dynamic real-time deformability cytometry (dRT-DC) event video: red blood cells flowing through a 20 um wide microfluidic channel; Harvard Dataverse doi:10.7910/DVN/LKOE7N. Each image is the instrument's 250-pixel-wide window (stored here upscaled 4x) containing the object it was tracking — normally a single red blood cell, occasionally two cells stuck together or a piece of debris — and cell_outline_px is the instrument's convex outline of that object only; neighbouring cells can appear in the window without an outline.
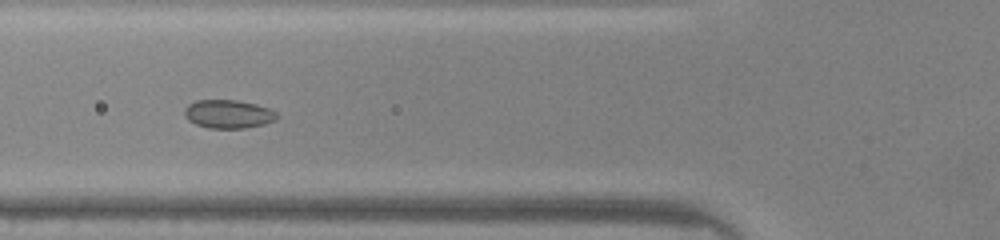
{"species": "common noctule bat (a hibernating species)", "species_latin": "Nyctalus noctula", "temperature_condition": "warm", "stored_images_in_passage": 34, "camera_frame_rate_fps": 3000, "um_per_image_px": 0.085, "animal": {"sex": "male", "body_mass_g": 20.0, "forearm_length_mm": 53.3}, "frame": {"image": 1, "passage_image": 3, "time_ms": 0.667, "image_size_px": [1000, 240], "cell_outline_px": [[280, 116], [276, 120], [264, 124], [244, 128], [208, 128], [196, 124], [188, 120], [184, 116], [184, 108], [188, 104], [196, 100], [236, 100], [256, 104], [268, 108], [276, 112]], "centroid_in_image_um": [19.4, 9.69], "position_along_channel_um": 106.4, "area_um2": 15.43}}
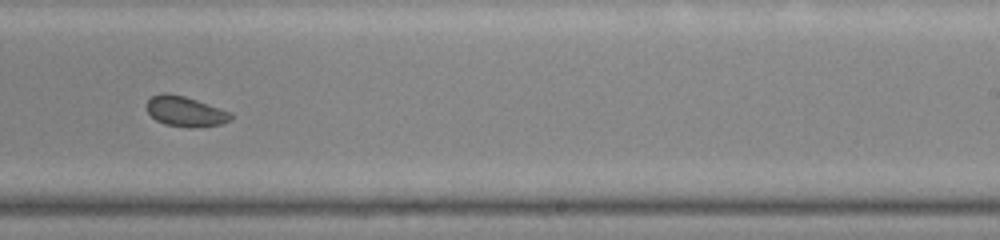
{"frame": {"image": 2, "passage_image": 15, "time_ms": 4.667, "image_size_px": [1000, 240], "cell_outline_px": [[232, 120], [220, 124], [192, 128], [188, 128], [164, 124], [156, 120], [148, 112], [148, 100], [152, 96], [164, 92], [168, 92], [184, 96], [232, 112]], "centroid_in_image_um": [15.77, 9.48], "position_along_channel_um": 273.2, "area_um2": 14.8}}
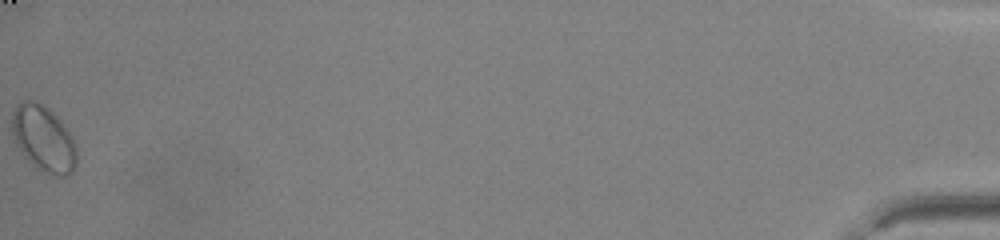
{"frame": {"image": 3, "passage_image": 34, "time_ms": 11.0, "image_size_px": [1000, 240], "cell_outline_px": [[76, 168], [68, 176], [56, 176], [36, 168], [24, 156], [16, 144], [12, 132], [12, 112], [16, 104], [20, 100], [32, 100], [44, 104], [60, 120], [72, 136], [76, 148]], "centroid_in_image_um": [3.69, 11.78], "position_along_channel_um": 431.5, "area_um2": 25.03}}